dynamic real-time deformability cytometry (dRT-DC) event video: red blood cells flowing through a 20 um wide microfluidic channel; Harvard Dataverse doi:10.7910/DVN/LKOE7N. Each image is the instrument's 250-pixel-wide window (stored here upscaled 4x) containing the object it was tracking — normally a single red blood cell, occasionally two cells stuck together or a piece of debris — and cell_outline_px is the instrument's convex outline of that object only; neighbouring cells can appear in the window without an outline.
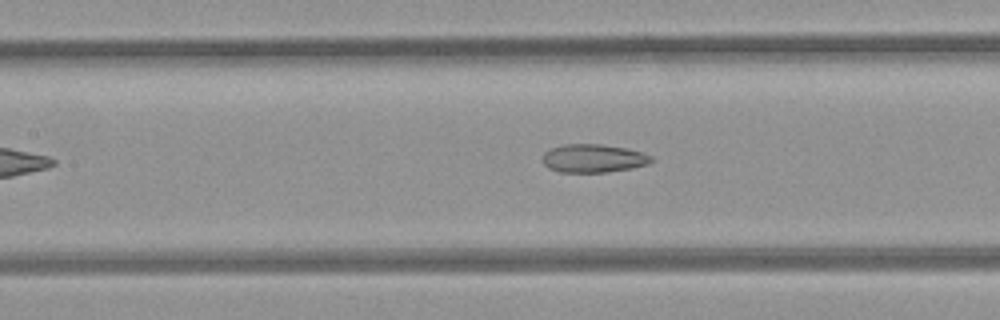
{"species": "common noctule bat (a hibernating species)", "species_latin": "Nyctalus noctula", "temperature_condition": "room temperature", "stored_images_in_passage": 31, "camera_frame_rate_fps": 3000, "um_per_image_px": 0.085, "animal": {"sex": "female", "body_mass_g": 21.9}, "frame": {"image": 1, "passage_image": 13, "time_ms": 4.0, "image_size_px": [1000, 320], "cell_outline_px": [[652, 160], [648, 164], [632, 168], [608, 172], [560, 172], [548, 168], [544, 164], [544, 152], [552, 148], [564, 144], [600, 144], [624, 148], [640, 152], [652, 156]], "centroid_in_image_um": [50.43, 13.46], "position_along_channel_um": 157.0, "area_um2": 17.74}}
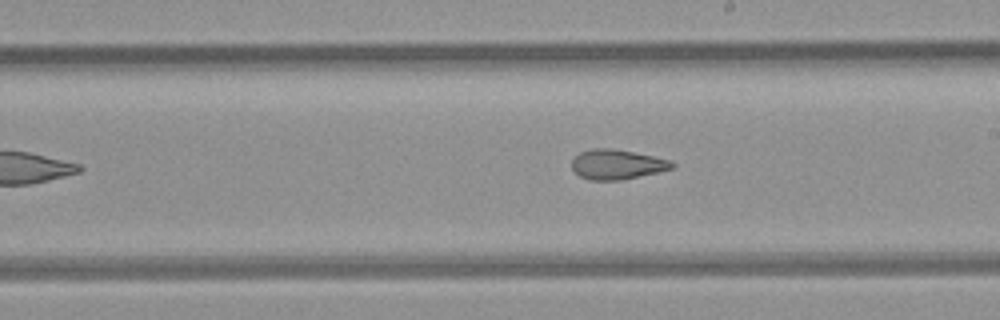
{"frame": {"image": 2, "passage_image": 19, "time_ms": 6.0, "image_size_px": [1000, 320], "cell_outline_px": [[676, 164], [672, 168], [656, 172], [620, 180], [588, 180], [580, 176], [572, 168], [572, 160], [580, 152], [592, 148], [612, 148], [672, 160]], "centroid_in_image_um": [52.43, 13.97], "position_along_channel_um": 236.6, "area_um2": 17.22}}
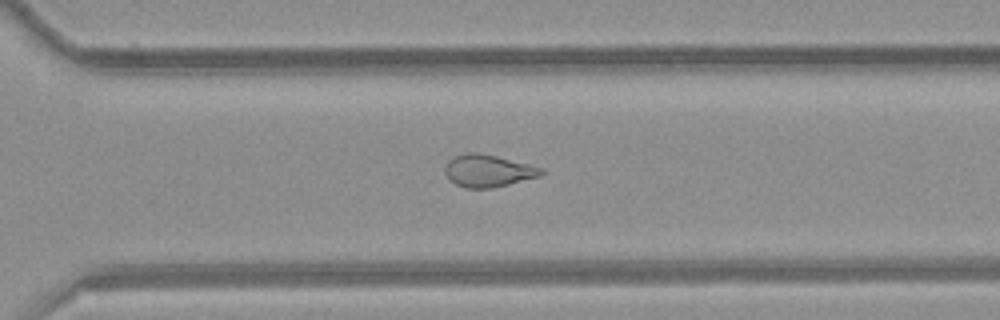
{"frame": {"image": 3, "passage_image": 26, "time_ms": 8.333, "image_size_px": [1000, 320], "cell_outline_px": [[548, 172], [540, 176], [492, 188], [464, 188], [456, 184], [444, 172], [444, 168], [448, 160], [456, 156], [468, 152], [476, 152], [496, 156], [544, 168]], "centroid_in_image_um": [41.51, 14.52], "position_along_channel_um": 329.1, "area_um2": 18.03}}